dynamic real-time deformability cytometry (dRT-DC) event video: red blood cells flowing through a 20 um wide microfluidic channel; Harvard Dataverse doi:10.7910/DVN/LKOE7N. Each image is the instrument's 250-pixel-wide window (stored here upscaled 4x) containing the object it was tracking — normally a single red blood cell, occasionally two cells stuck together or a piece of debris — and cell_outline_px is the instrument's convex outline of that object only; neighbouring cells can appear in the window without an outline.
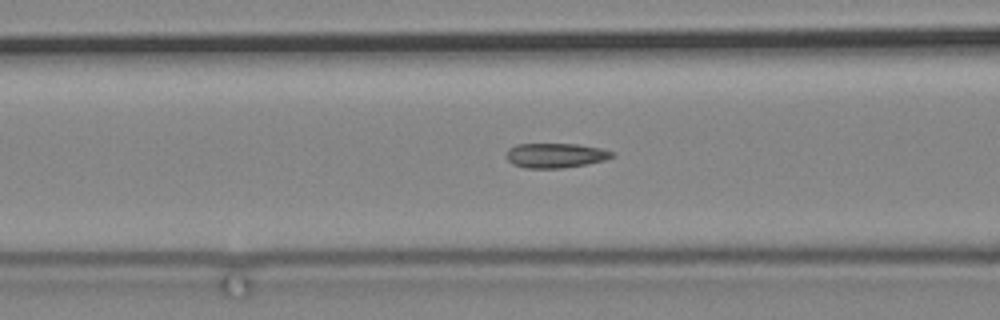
{"species": "common noctule bat (a hibernating species)", "species_latin": "Nyctalus noctula", "temperature_condition": "cold", "stored_images_in_passage": 34, "camera_frame_rate_fps": 3000, "um_per_image_px": 0.085, "animal": {"sex": "male", "body_mass_g": 19.2, "forearm_length_mm": 51.8}, "frame": {"image": 1, "passage_image": 13, "time_ms": 4.0, "image_size_px": [1000, 320], "cell_outline_px": [[616, 156], [604, 160], [584, 164], [560, 168], [524, 168], [512, 164], [508, 160], [508, 148], [516, 144], [576, 144], [600, 148], [612, 152]], "centroid_in_image_um": [47.2, 13.21], "position_along_channel_um": 119.4, "area_um2": 15.03}}
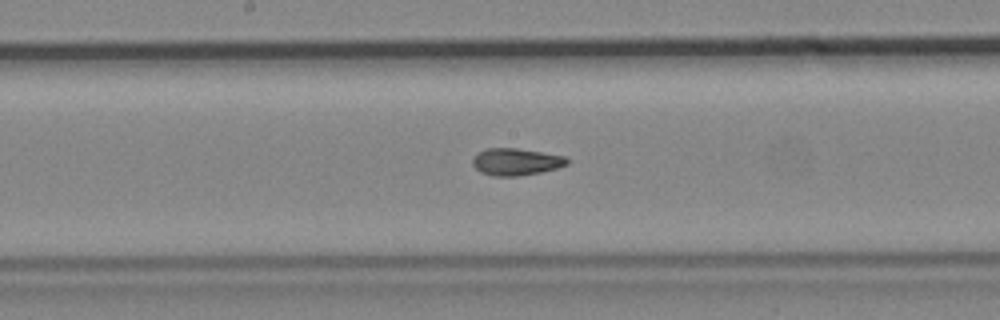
{"frame": {"image": 2, "passage_image": 21, "time_ms": 6.667, "image_size_px": [1000, 320], "cell_outline_px": [[568, 164], [556, 168], [540, 172], [516, 176], [492, 176], [480, 172], [472, 164], [472, 160], [480, 152], [488, 148], [516, 148], [564, 156], [568, 160]], "centroid_in_image_um": [43.84, 13.76], "position_along_channel_um": 204.4, "area_um2": 14.62}}
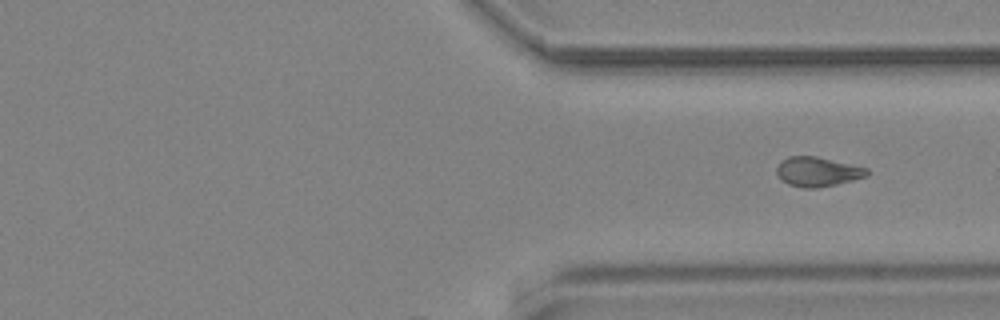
{"frame": {"image": 3, "passage_image": 34, "time_ms": 11.0, "image_size_px": [1000, 320], "cell_outline_px": [[868, 176], [836, 184], [816, 188], [804, 188], [788, 184], [776, 172], [776, 164], [780, 160], [788, 156], [816, 156], [868, 168]], "centroid_in_image_um": [69.47, 14.58], "position_along_channel_um": 341.9, "area_um2": 15.49}}